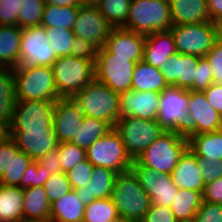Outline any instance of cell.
<instances>
[{
  "mask_svg": "<svg viewBox=\"0 0 222 222\" xmlns=\"http://www.w3.org/2000/svg\"><path fill=\"white\" fill-rule=\"evenodd\" d=\"M187 149L188 138L182 132L164 130L133 163L171 174Z\"/></svg>",
  "mask_w": 222,
  "mask_h": 222,
  "instance_id": "1",
  "label": "cell"
},
{
  "mask_svg": "<svg viewBox=\"0 0 222 222\" xmlns=\"http://www.w3.org/2000/svg\"><path fill=\"white\" fill-rule=\"evenodd\" d=\"M118 216L127 222H140L151 206V199L133 171L116 174L111 196Z\"/></svg>",
  "mask_w": 222,
  "mask_h": 222,
  "instance_id": "2",
  "label": "cell"
},
{
  "mask_svg": "<svg viewBox=\"0 0 222 222\" xmlns=\"http://www.w3.org/2000/svg\"><path fill=\"white\" fill-rule=\"evenodd\" d=\"M17 101L56 102L57 87L52 66H25L13 68Z\"/></svg>",
  "mask_w": 222,
  "mask_h": 222,
  "instance_id": "3",
  "label": "cell"
},
{
  "mask_svg": "<svg viewBox=\"0 0 222 222\" xmlns=\"http://www.w3.org/2000/svg\"><path fill=\"white\" fill-rule=\"evenodd\" d=\"M73 100L84 116L102 119L112 127L120 118V94L96 79L82 88Z\"/></svg>",
  "mask_w": 222,
  "mask_h": 222,
  "instance_id": "4",
  "label": "cell"
},
{
  "mask_svg": "<svg viewBox=\"0 0 222 222\" xmlns=\"http://www.w3.org/2000/svg\"><path fill=\"white\" fill-rule=\"evenodd\" d=\"M172 26L168 0H131L127 22L122 28L147 36Z\"/></svg>",
  "mask_w": 222,
  "mask_h": 222,
  "instance_id": "5",
  "label": "cell"
},
{
  "mask_svg": "<svg viewBox=\"0 0 222 222\" xmlns=\"http://www.w3.org/2000/svg\"><path fill=\"white\" fill-rule=\"evenodd\" d=\"M52 69L60 98H73L95 79V61L71 55L58 57L52 64Z\"/></svg>",
  "mask_w": 222,
  "mask_h": 222,
  "instance_id": "6",
  "label": "cell"
},
{
  "mask_svg": "<svg viewBox=\"0 0 222 222\" xmlns=\"http://www.w3.org/2000/svg\"><path fill=\"white\" fill-rule=\"evenodd\" d=\"M113 128L120 135L133 161L165 130L157 120H145L134 116L119 118Z\"/></svg>",
  "mask_w": 222,
  "mask_h": 222,
  "instance_id": "7",
  "label": "cell"
},
{
  "mask_svg": "<svg viewBox=\"0 0 222 222\" xmlns=\"http://www.w3.org/2000/svg\"><path fill=\"white\" fill-rule=\"evenodd\" d=\"M86 157L93 166L109 168L117 174L130 170L133 164L114 128L86 149Z\"/></svg>",
  "mask_w": 222,
  "mask_h": 222,
  "instance_id": "8",
  "label": "cell"
},
{
  "mask_svg": "<svg viewBox=\"0 0 222 222\" xmlns=\"http://www.w3.org/2000/svg\"><path fill=\"white\" fill-rule=\"evenodd\" d=\"M136 63L129 57H114L103 47L98 49L95 61V79L106 84L114 92L131 90Z\"/></svg>",
  "mask_w": 222,
  "mask_h": 222,
  "instance_id": "9",
  "label": "cell"
},
{
  "mask_svg": "<svg viewBox=\"0 0 222 222\" xmlns=\"http://www.w3.org/2000/svg\"><path fill=\"white\" fill-rule=\"evenodd\" d=\"M172 33L177 53L204 57L216 42V27L213 21L174 25Z\"/></svg>",
  "mask_w": 222,
  "mask_h": 222,
  "instance_id": "10",
  "label": "cell"
},
{
  "mask_svg": "<svg viewBox=\"0 0 222 222\" xmlns=\"http://www.w3.org/2000/svg\"><path fill=\"white\" fill-rule=\"evenodd\" d=\"M55 103L46 100L16 101L13 122L6 132L46 130L53 124Z\"/></svg>",
  "mask_w": 222,
  "mask_h": 222,
  "instance_id": "11",
  "label": "cell"
},
{
  "mask_svg": "<svg viewBox=\"0 0 222 222\" xmlns=\"http://www.w3.org/2000/svg\"><path fill=\"white\" fill-rule=\"evenodd\" d=\"M220 130H222V116L209 105L204 91L189 90L184 135L187 137Z\"/></svg>",
  "mask_w": 222,
  "mask_h": 222,
  "instance_id": "12",
  "label": "cell"
},
{
  "mask_svg": "<svg viewBox=\"0 0 222 222\" xmlns=\"http://www.w3.org/2000/svg\"><path fill=\"white\" fill-rule=\"evenodd\" d=\"M47 38L43 26L22 29L19 65L52 66L58 57Z\"/></svg>",
  "mask_w": 222,
  "mask_h": 222,
  "instance_id": "13",
  "label": "cell"
},
{
  "mask_svg": "<svg viewBox=\"0 0 222 222\" xmlns=\"http://www.w3.org/2000/svg\"><path fill=\"white\" fill-rule=\"evenodd\" d=\"M189 90L168 87L161 93L157 122L165 130L186 132Z\"/></svg>",
  "mask_w": 222,
  "mask_h": 222,
  "instance_id": "14",
  "label": "cell"
},
{
  "mask_svg": "<svg viewBox=\"0 0 222 222\" xmlns=\"http://www.w3.org/2000/svg\"><path fill=\"white\" fill-rule=\"evenodd\" d=\"M137 177L141 187L151 199V204L171 207L178 191L171 174L160 173L142 165L130 168Z\"/></svg>",
  "mask_w": 222,
  "mask_h": 222,
  "instance_id": "15",
  "label": "cell"
},
{
  "mask_svg": "<svg viewBox=\"0 0 222 222\" xmlns=\"http://www.w3.org/2000/svg\"><path fill=\"white\" fill-rule=\"evenodd\" d=\"M112 28L96 6L81 5L72 30L75 37L87 40L100 49Z\"/></svg>",
  "mask_w": 222,
  "mask_h": 222,
  "instance_id": "16",
  "label": "cell"
},
{
  "mask_svg": "<svg viewBox=\"0 0 222 222\" xmlns=\"http://www.w3.org/2000/svg\"><path fill=\"white\" fill-rule=\"evenodd\" d=\"M32 159L21 152L5 133L0 138V184L20 187V181Z\"/></svg>",
  "mask_w": 222,
  "mask_h": 222,
  "instance_id": "17",
  "label": "cell"
},
{
  "mask_svg": "<svg viewBox=\"0 0 222 222\" xmlns=\"http://www.w3.org/2000/svg\"><path fill=\"white\" fill-rule=\"evenodd\" d=\"M16 147L33 161L54 151L59 145L53 124L46 130H27L26 132H6Z\"/></svg>",
  "mask_w": 222,
  "mask_h": 222,
  "instance_id": "18",
  "label": "cell"
},
{
  "mask_svg": "<svg viewBox=\"0 0 222 222\" xmlns=\"http://www.w3.org/2000/svg\"><path fill=\"white\" fill-rule=\"evenodd\" d=\"M202 57L175 53L169 56L160 71L169 87L190 90L196 80L198 62Z\"/></svg>",
  "mask_w": 222,
  "mask_h": 222,
  "instance_id": "19",
  "label": "cell"
},
{
  "mask_svg": "<svg viewBox=\"0 0 222 222\" xmlns=\"http://www.w3.org/2000/svg\"><path fill=\"white\" fill-rule=\"evenodd\" d=\"M161 93L134 91L120 93V118L134 116L145 120H157Z\"/></svg>",
  "mask_w": 222,
  "mask_h": 222,
  "instance_id": "20",
  "label": "cell"
},
{
  "mask_svg": "<svg viewBox=\"0 0 222 222\" xmlns=\"http://www.w3.org/2000/svg\"><path fill=\"white\" fill-rule=\"evenodd\" d=\"M145 37L125 28H112L103 48L114 57H129V60H143Z\"/></svg>",
  "mask_w": 222,
  "mask_h": 222,
  "instance_id": "21",
  "label": "cell"
},
{
  "mask_svg": "<svg viewBox=\"0 0 222 222\" xmlns=\"http://www.w3.org/2000/svg\"><path fill=\"white\" fill-rule=\"evenodd\" d=\"M84 113L73 98H60L55 103L53 126L59 143L70 142L80 128Z\"/></svg>",
  "mask_w": 222,
  "mask_h": 222,
  "instance_id": "22",
  "label": "cell"
},
{
  "mask_svg": "<svg viewBox=\"0 0 222 222\" xmlns=\"http://www.w3.org/2000/svg\"><path fill=\"white\" fill-rule=\"evenodd\" d=\"M177 53L172 33L160 31L145 37L143 61L156 68L164 67L169 56Z\"/></svg>",
  "mask_w": 222,
  "mask_h": 222,
  "instance_id": "23",
  "label": "cell"
},
{
  "mask_svg": "<svg viewBox=\"0 0 222 222\" xmlns=\"http://www.w3.org/2000/svg\"><path fill=\"white\" fill-rule=\"evenodd\" d=\"M116 174L112 169L94 166L88 185L75 189L81 202L87 205L95 199L111 197Z\"/></svg>",
  "mask_w": 222,
  "mask_h": 222,
  "instance_id": "24",
  "label": "cell"
},
{
  "mask_svg": "<svg viewBox=\"0 0 222 222\" xmlns=\"http://www.w3.org/2000/svg\"><path fill=\"white\" fill-rule=\"evenodd\" d=\"M173 183L180 189L199 191L204 190V180L195 155L187 149L180 157L172 173Z\"/></svg>",
  "mask_w": 222,
  "mask_h": 222,
  "instance_id": "25",
  "label": "cell"
},
{
  "mask_svg": "<svg viewBox=\"0 0 222 222\" xmlns=\"http://www.w3.org/2000/svg\"><path fill=\"white\" fill-rule=\"evenodd\" d=\"M173 26L210 22L207 0H168Z\"/></svg>",
  "mask_w": 222,
  "mask_h": 222,
  "instance_id": "26",
  "label": "cell"
},
{
  "mask_svg": "<svg viewBox=\"0 0 222 222\" xmlns=\"http://www.w3.org/2000/svg\"><path fill=\"white\" fill-rule=\"evenodd\" d=\"M50 210L51 203L43 186L24 189L23 221H48Z\"/></svg>",
  "mask_w": 222,
  "mask_h": 222,
  "instance_id": "27",
  "label": "cell"
},
{
  "mask_svg": "<svg viewBox=\"0 0 222 222\" xmlns=\"http://www.w3.org/2000/svg\"><path fill=\"white\" fill-rule=\"evenodd\" d=\"M85 205L75 190L51 203L49 220L53 222H83Z\"/></svg>",
  "mask_w": 222,
  "mask_h": 222,
  "instance_id": "28",
  "label": "cell"
},
{
  "mask_svg": "<svg viewBox=\"0 0 222 222\" xmlns=\"http://www.w3.org/2000/svg\"><path fill=\"white\" fill-rule=\"evenodd\" d=\"M22 29L17 25H0V67L19 65Z\"/></svg>",
  "mask_w": 222,
  "mask_h": 222,
  "instance_id": "29",
  "label": "cell"
},
{
  "mask_svg": "<svg viewBox=\"0 0 222 222\" xmlns=\"http://www.w3.org/2000/svg\"><path fill=\"white\" fill-rule=\"evenodd\" d=\"M16 101L13 70L0 67V125L5 130L13 122Z\"/></svg>",
  "mask_w": 222,
  "mask_h": 222,
  "instance_id": "30",
  "label": "cell"
},
{
  "mask_svg": "<svg viewBox=\"0 0 222 222\" xmlns=\"http://www.w3.org/2000/svg\"><path fill=\"white\" fill-rule=\"evenodd\" d=\"M168 87L159 68L151 66L143 60L136 62L133 71L132 90L162 93Z\"/></svg>",
  "mask_w": 222,
  "mask_h": 222,
  "instance_id": "31",
  "label": "cell"
},
{
  "mask_svg": "<svg viewBox=\"0 0 222 222\" xmlns=\"http://www.w3.org/2000/svg\"><path fill=\"white\" fill-rule=\"evenodd\" d=\"M24 189L0 184V222L23 221Z\"/></svg>",
  "mask_w": 222,
  "mask_h": 222,
  "instance_id": "32",
  "label": "cell"
},
{
  "mask_svg": "<svg viewBox=\"0 0 222 222\" xmlns=\"http://www.w3.org/2000/svg\"><path fill=\"white\" fill-rule=\"evenodd\" d=\"M188 149L199 157L218 161L222 159V130L187 136Z\"/></svg>",
  "mask_w": 222,
  "mask_h": 222,
  "instance_id": "33",
  "label": "cell"
},
{
  "mask_svg": "<svg viewBox=\"0 0 222 222\" xmlns=\"http://www.w3.org/2000/svg\"><path fill=\"white\" fill-rule=\"evenodd\" d=\"M113 127L106 121L84 116L80 128L70 140L71 144L87 149L97 139L107 134Z\"/></svg>",
  "mask_w": 222,
  "mask_h": 222,
  "instance_id": "34",
  "label": "cell"
},
{
  "mask_svg": "<svg viewBox=\"0 0 222 222\" xmlns=\"http://www.w3.org/2000/svg\"><path fill=\"white\" fill-rule=\"evenodd\" d=\"M201 202L199 191L179 188L170 208L177 221H188L194 218Z\"/></svg>",
  "mask_w": 222,
  "mask_h": 222,
  "instance_id": "35",
  "label": "cell"
},
{
  "mask_svg": "<svg viewBox=\"0 0 222 222\" xmlns=\"http://www.w3.org/2000/svg\"><path fill=\"white\" fill-rule=\"evenodd\" d=\"M78 11L79 7H58L46 4L42 15L41 26L72 29L77 19Z\"/></svg>",
  "mask_w": 222,
  "mask_h": 222,
  "instance_id": "36",
  "label": "cell"
},
{
  "mask_svg": "<svg viewBox=\"0 0 222 222\" xmlns=\"http://www.w3.org/2000/svg\"><path fill=\"white\" fill-rule=\"evenodd\" d=\"M131 0H101L96 6L113 28H121L127 22Z\"/></svg>",
  "mask_w": 222,
  "mask_h": 222,
  "instance_id": "37",
  "label": "cell"
},
{
  "mask_svg": "<svg viewBox=\"0 0 222 222\" xmlns=\"http://www.w3.org/2000/svg\"><path fill=\"white\" fill-rule=\"evenodd\" d=\"M115 203L111 197L95 199L85 205L83 222H110L118 218Z\"/></svg>",
  "mask_w": 222,
  "mask_h": 222,
  "instance_id": "38",
  "label": "cell"
},
{
  "mask_svg": "<svg viewBox=\"0 0 222 222\" xmlns=\"http://www.w3.org/2000/svg\"><path fill=\"white\" fill-rule=\"evenodd\" d=\"M45 5V0H21L18 26L21 29L41 26Z\"/></svg>",
  "mask_w": 222,
  "mask_h": 222,
  "instance_id": "39",
  "label": "cell"
},
{
  "mask_svg": "<svg viewBox=\"0 0 222 222\" xmlns=\"http://www.w3.org/2000/svg\"><path fill=\"white\" fill-rule=\"evenodd\" d=\"M48 42L55 50L57 57L71 55V48L75 35L72 29L63 27H45Z\"/></svg>",
  "mask_w": 222,
  "mask_h": 222,
  "instance_id": "40",
  "label": "cell"
},
{
  "mask_svg": "<svg viewBox=\"0 0 222 222\" xmlns=\"http://www.w3.org/2000/svg\"><path fill=\"white\" fill-rule=\"evenodd\" d=\"M59 151L62 172L66 173L72 170L78 163L86 160V149L71 144L70 142L59 143Z\"/></svg>",
  "mask_w": 222,
  "mask_h": 222,
  "instance_id": "41",
  "label": "cell"
},
{
  "mask_svg": "<svg viewBox=\"0 0 222 222\" xmlns=\"http://www.w3.org/2000/svg\"><path fill=\"white\" fill-rule=\"evenodd\" d=\"M43 187L50 203L60 199L72 190L71 183L64 172L51 174Z\"/></svg>",
  "mask_w": 222,
  "mask_h": 222,
  "instance_id": "42",
  "label": "cell"
},
{
  "mask_svg": "<svg viewBox=\"0 0 222 222\" xmlns=\"http://www.w3.org/2000/svg\"><path fill=\"white\" fill-rule=\"evenodd\" d=\"M50 177L46 168L41 167L37 161H31L20 181L22 189L43 186Z\"/></svg>",
  "mask_w": 222,
  "mask_h": 222,
  "instance_id": "43",
  "label": "cell"
},
{
  "mask_svg": "<svg viewBox=\"0 0 222 222\" xmlns=\"http://www.w3.org/2000/svg\"><path fill=\"white\" fill-rule=\"evenodd\" d=\"M94 166L86 159L78 163L72 170L66 172L67 179L72 189L83 188L90 181Z\"/></svg>",
  "mask_w": 222,
  "mask_h": 222,
  "instance_id": "44",
  "label": "cell"
},
{
  "mask_svg": "<svg viewBox=\"0 0 222 222\" xmlns=\"http://www.w3.org/2000/svg\"><path fill=\"white\" fill-rule=\"evenodd\" d=\"M193 220L194 222H222V204L202 200Z\"/></svg>",
  "mask_w": 222,
  "mask_h": 222,
  "instance_id": "45",
  "label": "cell"
},
{
  "mask_svg": "<svg viewBox=\"0 0 222 222\" xmlns=\"http://www.w3.org/2000/svg\"><path fill=\"white\" fill-rule=\"evenodd\" d=\"M195 157L205 185L222 177V159L218 161H211L197 155H195Z\"/></svg>",
  "mask_w": 222,
  "mask_h": 222,
  "instance_id": "46",
  "label": "cell"
},
{
  "mask_svg": "<svg viewBox=\"0 0 222 222\" xmlns=\"http://www.w3.org/2000/svg\"><path fill=\"white\" fill-rule=\"evenodd\" d=\"M21 0H0V25H17Z\"/></svg>",
  "mask_w": 222,
  "mask_h": 222,
  "instance_id": "47",
  "label": "cell"
},
{
  "mask_svg": "<svg viewBox=\"0 0 222 222\" xmlns=\"http://www.w3.org/2000/svg\"><path fill=\"white\" fill-rule=\"evenodd\" d=\"M213 83V74L208 61L202 57L198 62L196 80L190 90L204 91Z\"/></svg>",
  "mask_w": 222,
  "mask_h": 222,
  "instance_id": "48",
  "label": "cell"
},
{
  "mask_svg": "<svg viewBox=\"0 0 222 222\" xmlns=\"http://www.w3.org/2000/svg\"><path fill=\"white\" fill-rule=\"evenodd\" d=\"M204 58L211 67L213 83L222 84V44L216 41Z\"/></svg>",
  "mask_w": 222,
  "mask_h": 222,
  "instance_id": "49",
  "label": "cell"
},
{
  "mask_svg": "<svg viewBox=\"0 0 222 222\" xmlns=\"http://www.w3.org/2000/svg\"><path fill=\"white\" fill-rule=\"evenodd\" d=\"M98 48L87 40L75 37L71 48V56L96 61Z\"/></svg>",
  "mask_w": 222,
  "mask_h": 222,
  "instance_id": "50",
  "label": "cell"
},
{
  "mask_svg": "<svg viewBox=\"0 0 222 222\" xmlns=\"http://www.w3.org/2000/svg\"><path fill=\"white\" fill-rule=\"evenodd\" d=\"M140 222H178L168 206L151 204L150 209Z\"/></svg>",
  "mask_w": 222,
  "mask_h": 222,
  "instance_id": "51",
  "label": "cell"
},
{
  "mask_svg": "<svg viewBox=\"0 0 222 222\" xmlns=\"http://www.w3.org/2000/svg\"><path fill=\"white\" fill-rule=\"evenodd\" d=\"M202 200L222 204V177L204 186Z\"/></svg>",
  "mask_w": 222,
  "mask_h": 222,
  "instance_id": "52",
  "label": "cell"
},
{
  "mask_svg": "<svg viewBox=\"0 0 222 222\" xmlns=\"http://www.w3.org/2000/svg\"><path fill=\"white\" fill-rule=\"evenodd\" d=\"M38 164L47 169V172L51 174L62 172L59 151L48 152L45 156L37 160Z\"/></svg>",
  "mask_w": 222,
  "mask_h": 222,
  "instance_id": "53",
  "label": "cell"
},
{
  "mask_svg": "<svg viewBox=\"0 0 222 222\" xmlns=\"http://www.w3.org/2000/svg\"><path fill=\"white\" fill-rule=\"evenodd\" d=\"M204 93L209 105L222 116V84L212 83Z\"/></svg>",
  "mask_w": 222,
  "mask_h": 222,
  "instance_id": "54",
  "label": "cell"
},
{
  "mask_svg": "<svg viewBox=\"0 0 222 222\" xmlns=\"http://www.w3.org/2000/svg\"><path fill=\"white\" fill-rule=\"evenodd\" d=\"M207 9L213 22L222 18V0H207Z\"/></svg>",
  "mask_w": 222,
  "mask_h": 222,
  "instance_id": "55",
  "label": "cell"
},
{
  "mask_svg": "<svg viewBox=\"0 0 222 222\" xmlns=\"http://www.w3.org/2000/svg\"><path fill=\"white\" fill-rule=\"evenodd\" d=\"M46 4L55 5L58 7H79L81 4L78 2V0H45Z\"/></svg>",
  "mask_w": 222,
  "mask_h": 222,
  "instance_id": "56",
  "label": "cell"
},
{
  "mask_svg": "<svg viewBox=\"0 0 222 222\" xmlns=\"http://www.w3.org/2000/svg\"><path fill=\"white\" fill-rule=\"evenodd\" d=\"M216 27V41L222 44V18L214 21Z\"/></svg>",
  "mask_w": 222,
  "mask_h": 222,
  "instance_id": "57",
  "label": "cell"
},
{
  "mask_svg": "<svg viewBox=\"0 0 222 222\" xmlns=\"http://www.w3.org/2000/svg\"><path fill=\"white\" fill-rule=\"evenodd\" d=\"M101 0H85V6H97Z\"/></svg>",
  "mask_w": 222,
  "mask_h": 222,
  "instance_id": "58",
  "label": "cell"
},
{
  "mask_svg": "<svg viewBox=\"0 0 222 222\" xmlns=\"http://www.w3.org/2000/svg\"><path fill=\"white\" fill-rule=\"evenodd\" d=\"M110 222H127V221H125V220L122 219L121 217H118V218H116V219H114V220H112V221H110Z\"/></svg>",
  "mask_w": 222,
  "mask_h": 222,
  "instance_id": "59",
  "label": "cell"
},
{
  "mask_svg": "<svg viewBox=\"0 0 222 222\" xmlns=\"http://www.w3.org/2000/svg\"><path fill=\"white\" fill-rule=\"evenodd\" d=\"M78 2H79L81 5H84V6H85V0H78Z\"/></svg>",
  "mask_w": 222,
  "mask_h": 222,
  "instance_id": "60",
  "label": "cell"
},
{
  "mask_svg": "<svg viewBox=\"0 0 222 222\" xmlns=\"http://www.w3.org/2000/svg\"><path fill=\"white\" fill-rule=\"evenodd\" d=\"M178 222H194V220H188V221H178Z\"/></svg>",
  "mask_w": 222,
  "mask_h": 222,
  "instance_id": "61",
  "label": "cell"
}]
</instances>
